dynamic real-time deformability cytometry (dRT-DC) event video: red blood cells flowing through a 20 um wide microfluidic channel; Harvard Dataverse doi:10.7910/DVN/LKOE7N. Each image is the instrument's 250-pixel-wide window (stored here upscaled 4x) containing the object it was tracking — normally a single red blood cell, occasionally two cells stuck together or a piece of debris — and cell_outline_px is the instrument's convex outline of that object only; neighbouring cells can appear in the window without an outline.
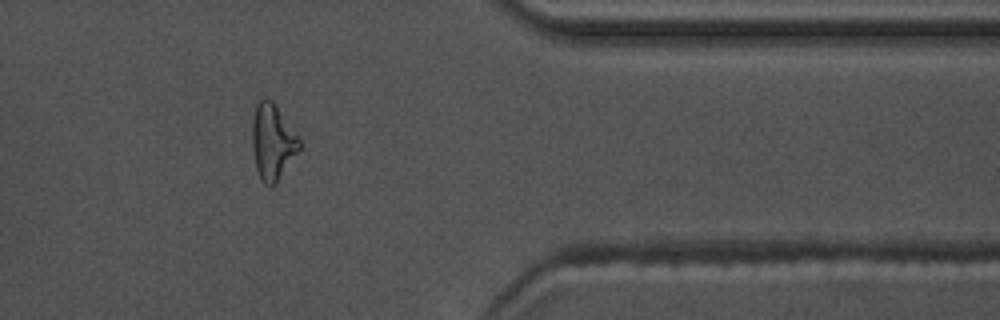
{"species": "common noctule bat (a hibernating species)", "species_latin": "Nyctalus noctula", "temperature_condition": "warm", "stored_images_in_passage": 54, "camera_frame_rate_fps": 3000, "um_per_image_px": 0.085, "animal": {"sex": "male", "body_mass_g": 17.5, "forearm_length_mm": 52.3}, "frame": {"image": 1, "passage_image": 46, "time_ms": 15.0, "image_size_px": [1000, 320], "cell_outline_px": [[300, 148], [276, 184], [272, 188], [264, 184], [260, 180], [256, 168], [252, 148], [252, 120], [256, 104], [264, 96], [272, 100], [300, 140]], "centroid_in_image_um": [23.13, 12.08], "position_along_channel_um": 388.3, "area_um2": 20.81}}